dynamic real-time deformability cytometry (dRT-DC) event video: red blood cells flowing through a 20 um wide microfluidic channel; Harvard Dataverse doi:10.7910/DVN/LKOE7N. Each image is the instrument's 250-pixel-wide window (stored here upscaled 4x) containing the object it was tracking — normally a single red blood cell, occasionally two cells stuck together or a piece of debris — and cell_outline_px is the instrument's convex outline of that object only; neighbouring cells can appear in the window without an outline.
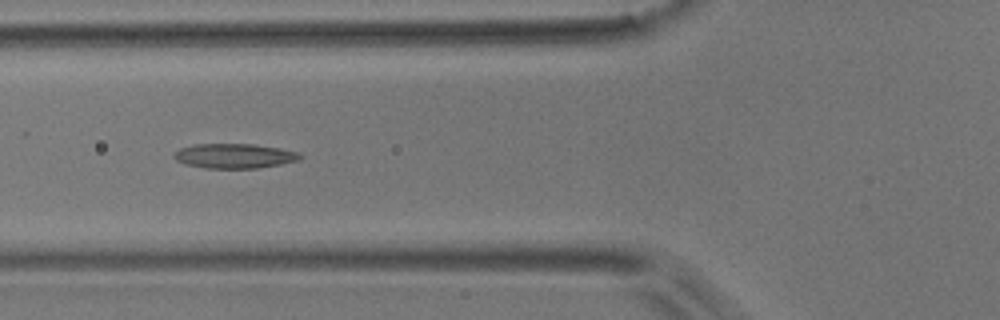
{"species": "common noctule bat (a hibernating species)", "species_latin": "Nyctalus noctula", "temperature_condition": "room temperature", "stored_images_in_passage": 8, "camera_frame_rate_fps": 3000, "um_per_image_px": 0.085, "animal": {"sex": "male", "body_mass_g": 17.9}, "frame": {"image": 1, "passage_image": 6, "time_ms": 5.667, "image_size_px": [1000, 320], "cell_outline_px": [[304, 156], [300, 160], [280, 164], [256, 168], [204, 168], [184, 164], [176, 160], [172, 156], [180, 148], [196, 144], [252, 144], [280, 148], [296, 152]], "centroid_in_image_um": [19.91, 13.25], "position_along_channel_um": 105.9, "area_um2": 18.09}}
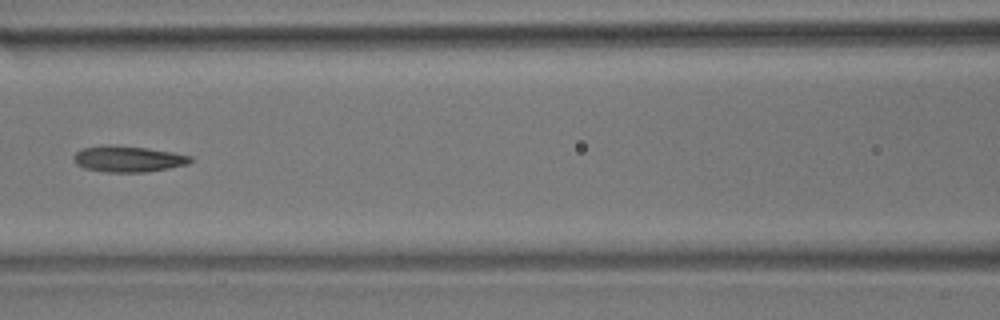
{"frame": {"image": 2, "passage_image": 7, "time_ms": 7.0, "image_size_px": [1000, 320], "cell_outline_px": [[192, 160], [188, 164], [168, 168], [144, 172], [104, 172], [84, 168], [76, 164], [72, 160], [72, 156], [80, 148], [108, 144], [112, 144], [148, 148], [172, 152], [192, 156]], "centroid_in_image_um": [10.83, 13.5], "position_along_channel_um": 155.8, "area_um2": 17.98}}
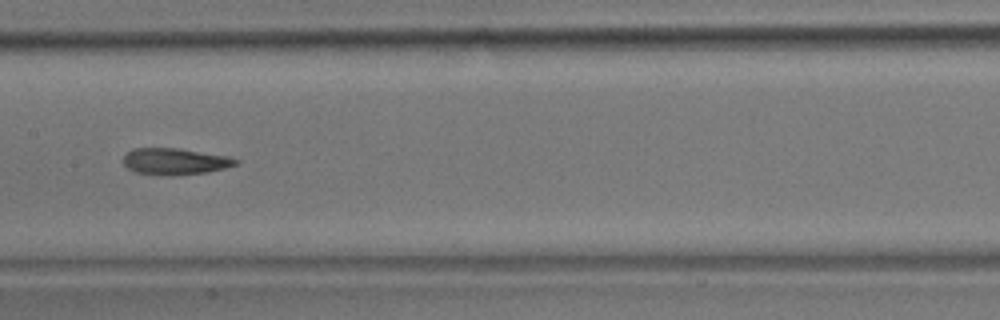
{"frame": {"image": 3, "passage_image": 8, "time_ms": 8.0, "image_size_px": [1000, 320], "cell_outline_px": [[240, 160], [236, 164], [224, 168], [208, 172], [176, 176], [160, 176], [132, 172], [124, 164], [124, 156], [132, 148], [180, 148], [228, 156]], "centroid_in_image_um": [14.85, 13.73], "position_along_channel_um": 192.5, "area_um2": 17.69}}